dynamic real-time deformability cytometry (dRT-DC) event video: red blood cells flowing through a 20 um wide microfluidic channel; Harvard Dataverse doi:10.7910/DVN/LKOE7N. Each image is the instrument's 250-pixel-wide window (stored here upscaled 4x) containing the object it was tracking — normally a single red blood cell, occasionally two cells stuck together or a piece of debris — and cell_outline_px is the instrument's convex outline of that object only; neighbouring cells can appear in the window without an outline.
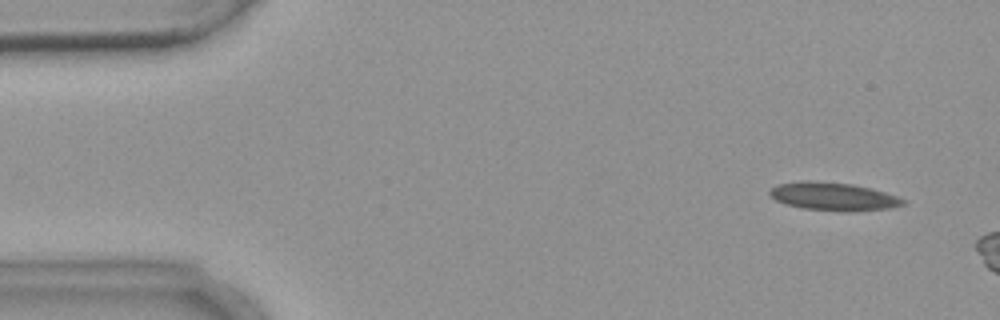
{"species": "common noctule bat (a hibernating species)", "species_latin": "Nyctalus noctula", "temperature_condition": "warm", "stored_images_in_passage": 5, "camera_frame_rate_fps": 3000, "um_per_image_px": 0.085, "animal": {"sex": "female", "body_mass_g": 18.4}, "frame": {"image": 1, "passage_image": 2, "time_ms": 1.0, "image_size_px": [1000, 320], "cell_outline_px": [[908, 200], [904, 204], [892, 208], [852, 212], [848, 212], [804, 208], [784, 204], [776, 200], [768, 192], [772, 188], [780, 184], [800, 180], [808, 180], [852, 184], [872, 188]], "centroid_in_image_um": [70.87, 16.7], "position_along_channel_um": 14.1, "area_um2": 21.91}}